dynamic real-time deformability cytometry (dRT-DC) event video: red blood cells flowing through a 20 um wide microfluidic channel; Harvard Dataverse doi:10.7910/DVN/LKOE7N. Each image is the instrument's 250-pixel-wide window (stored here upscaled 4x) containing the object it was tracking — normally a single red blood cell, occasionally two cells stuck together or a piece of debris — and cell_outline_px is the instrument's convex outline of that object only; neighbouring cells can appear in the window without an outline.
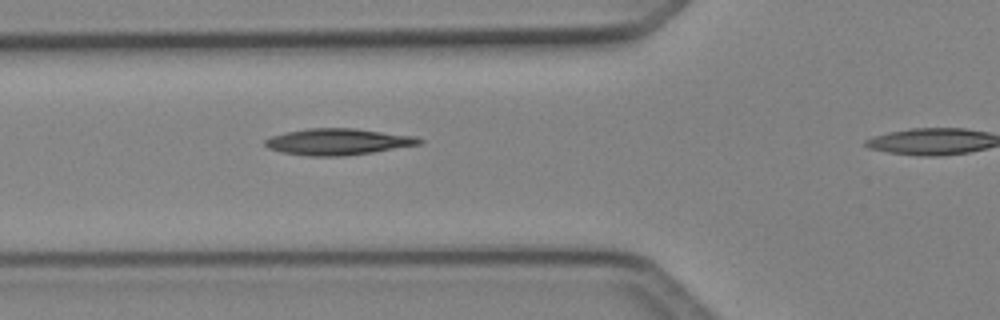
{"species": "Egyptian fruit bat (a non-hibernating species)", "species_latin": "Rousettus aegyptiacus", "temperature_condition": "cold", "stored_images_in_passage": 8, "segment_of_instrument_passage": [1, 2], "camera_frame_rate_fps": 3000, "um_per_image_px": 0.085, "animal": {"sex": "female"}, "frame": {"image": 1, "passage_image": 7, "time_ms": 2.0, "image_size_px": [1000, 320], "cell_outline_px": [[424, 140], [420, 144], [372, 152], [344, 156], [308, 156], [280, 152], [268, 148], [264, 144], [264, 140], [272, 136], [284, 132], [308, 128], [356, 128], [416, 136]], "centroid_in_image_um": [28.7, 12.04], "position_along_channel_um": 97.1, "area_um2": 23.81}}